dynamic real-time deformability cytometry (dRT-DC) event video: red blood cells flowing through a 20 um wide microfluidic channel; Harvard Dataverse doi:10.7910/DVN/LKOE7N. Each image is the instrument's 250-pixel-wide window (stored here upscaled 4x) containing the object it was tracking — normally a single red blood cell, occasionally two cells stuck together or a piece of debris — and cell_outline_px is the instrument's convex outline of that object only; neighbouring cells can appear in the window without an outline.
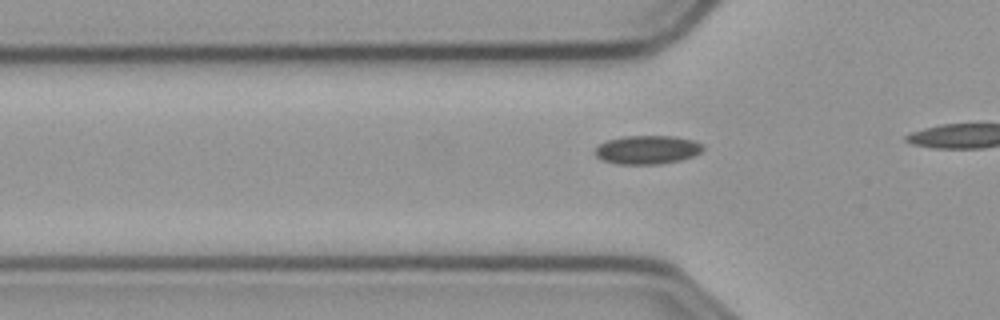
{"species": "common noctule bat (a hibernating species)", "species_latin": "Nyctalus noctula", "temperature_condition": "cold", "stored_images_in_passage": 8, "camera_frame_rate_fps": 3000, "um_per_image_px": 0.085, "animal": {"sex": "male", "body_mass_g": 23.1, "forearm_length_mm": 52.7}, "frame": {"image": 1, "passage_image": 2, "time_ms": 0.333, "image_size_px": [1000, 320], "cell_outline_px": [[704, 148], [700, 152], [692, 156], [680, 160], [660, 164], [616, 164], [604, 160], [596, 156], [596, 148], [600, 144], [608, 140], [624, 136], [676, 136], [696, 140], [704, 144]], "centroid_in_image_um": [55.07, 12.72], "position_along_channel_um": 70.7, "area_um2": 18.03}}
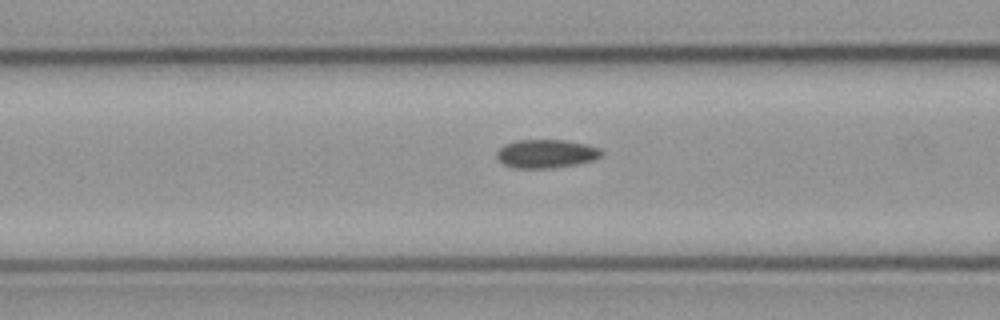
{"frame": {"image": 2, "passage_image": 6, "time_ms": 1.667, "image_size_px": [1000, 320], "cell_outline_px": [[604, 156], [592, 160], [576, 164], [552, 168], [516, 168], [504, 164], [496, 156], [496, 152], [504, 144], [516, 140], [564, 140], [588, 144], [600, 148], [604, 152]], "centroid_in_image_um": [46.46, 13.06], "position_along_channel_um": 120.1, "area_um2": 17.51}}